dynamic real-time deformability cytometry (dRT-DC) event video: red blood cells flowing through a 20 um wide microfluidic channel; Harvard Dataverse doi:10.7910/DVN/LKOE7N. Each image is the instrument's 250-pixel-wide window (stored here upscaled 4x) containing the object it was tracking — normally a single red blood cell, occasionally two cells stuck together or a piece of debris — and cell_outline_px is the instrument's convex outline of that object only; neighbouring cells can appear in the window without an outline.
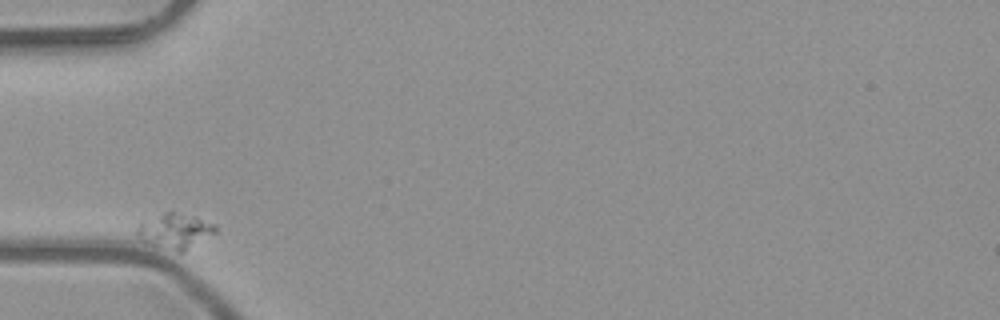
{"species": "common noctule bat (a hibernating species)", "species_latin": "Nyctalus noctula", "temperature_condition": "room temperature", "stored_images_in_passage": 8, "camera_frame_rate_fps": 3000, "um_per_image_px": 0.085, "animal": {"sex": "male", "body_mass_g": 23.1, "forearm_length_mm": 52.7}, "frame": {"image": 1, "passage_image": 1, "time_ms": 0.0, "image_size_px": [1000, 320], "cell_outline_px": [[216, 232], [184, 252], [176, 252], [152, 244], [136, 236], [136, 232], [140, 224], [164, 212], [172, 212], [200, 220], [212, 224], [216, 228]], "centroid_in_image_um": [14.86, 19.68], "position_along_channel_um": 70.1, "area_um2": 15.14}}
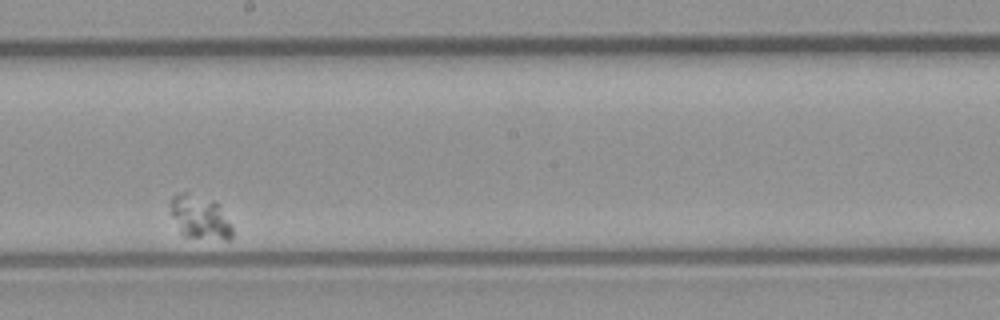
{"frame": {"image": 2, "passage_image": 5, "time_ms": 1.333, "image_size_px": [1000, 320], "cell_outline_px": [[232, 236], [228, 240], [224, 240], [184, 236], [180, 232], [172, 216], [168, 204], [168, 200], [176, 192], [188, 192], [216, 200], [220, 204], [232, 228]], "centroid_in_image_um": [16.96, 18.42], "position_along_channel_um": 231.2, "area_um2": 16.18}}
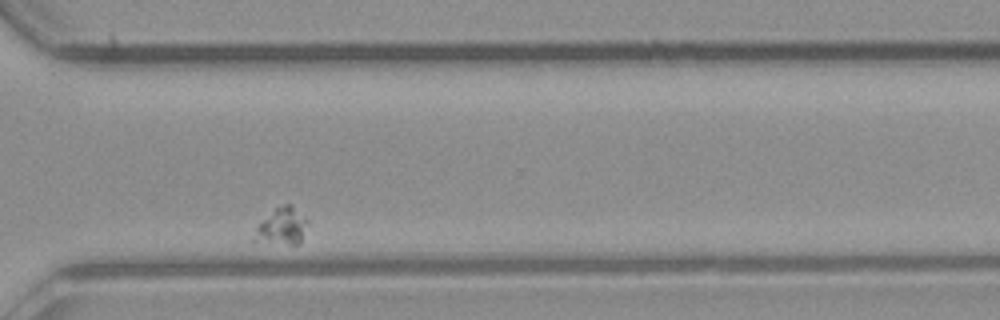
{"frame": {"image": 3, "passage_image": 8, "time_ms": 2.333, "image_size_px": [1000, 320], "cell_outline_px": [[308, 224], [300, 240], [296, 244], [292, 244], [252, 240], [256, 228], [276, 208], [284, 204], [288, 204], [308, 220]], "centroid_in_image_um": [23.97, 19.25], "position_along_channel_um": 346.6, "area_um2": 10.69}}